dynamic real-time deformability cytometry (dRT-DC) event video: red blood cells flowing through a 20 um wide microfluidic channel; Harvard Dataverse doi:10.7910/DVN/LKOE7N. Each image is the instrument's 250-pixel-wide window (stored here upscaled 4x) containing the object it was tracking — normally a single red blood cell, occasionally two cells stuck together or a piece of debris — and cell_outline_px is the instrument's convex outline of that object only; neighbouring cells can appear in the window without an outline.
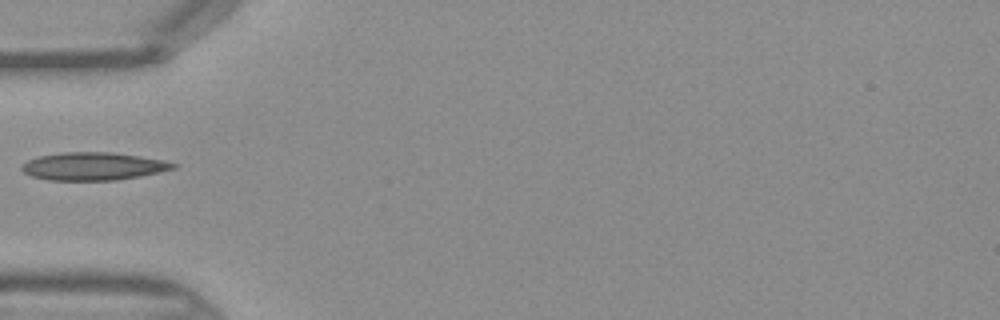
{"species": "Egyptian fruit bat (a non-hibernating species)", "species_latin": "Rousettus aegyptiacus", "temperature_condition": "warm", "stored_images_in_passage": 31, "camera_frame_rate_fps": 3000, "um_per_image_px": 0.085, "frame": {"image": 1, "passage_image": 1, "time_ms": 0.0, "image_size_px": [1000, 320], "cell_outline_px": [[180, 164], [176, 168], [160, 172], [140, 176], [116, 180], [48, 180], [32, 176], [24, 172], [20, 168], [28, 160], [36, 156], [64, 152], [112, 152], [140, 156], [164, 160]], "centroid_in_image_um": [7.96, 14.13], "position_along_channel_um": 77.0, "area_um2": 24.68}}
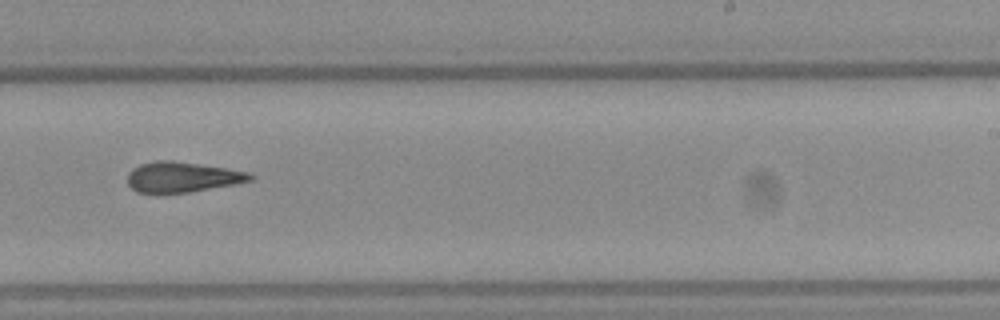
{"frame": {"image": 2, "passage_image": 14, "time_ms": 4.333, "image_size_px": [1000, 320], "cell_outline_px": [[256, 176], [252, 180], [236, 184], [188, 192], [136, 192], [128, 184], [128, 172], [132, 168], [140, 164], [156, 160], [172, 160], [252, 172]], "centroid_in_image_um": [15.52, 15.03], "position_along_channel_um": 273.5, "area_um2": 21.68}}
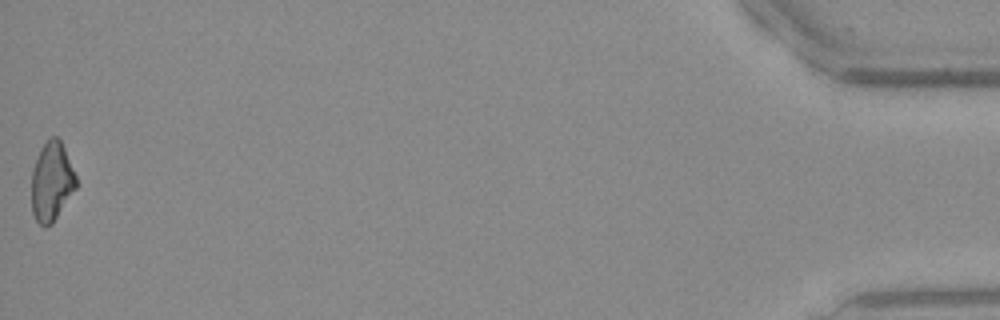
{"frame": {"image": 3, "passage_image": 31, "time_ms": 10.0, "image_size_px": [1000, 320], "cell_outline_px": [[76, 188], [52, 224], [44, 228], [36, 220], [32, 212], [32, 168], [40, 148], [52, 136], [56, 136], [60, 140], [64, 148], [76, 176]], "centroid_in_image_um": [4.38, 15.45], "position_along_channel_um": 430.8, "area_um2": 20.4}}